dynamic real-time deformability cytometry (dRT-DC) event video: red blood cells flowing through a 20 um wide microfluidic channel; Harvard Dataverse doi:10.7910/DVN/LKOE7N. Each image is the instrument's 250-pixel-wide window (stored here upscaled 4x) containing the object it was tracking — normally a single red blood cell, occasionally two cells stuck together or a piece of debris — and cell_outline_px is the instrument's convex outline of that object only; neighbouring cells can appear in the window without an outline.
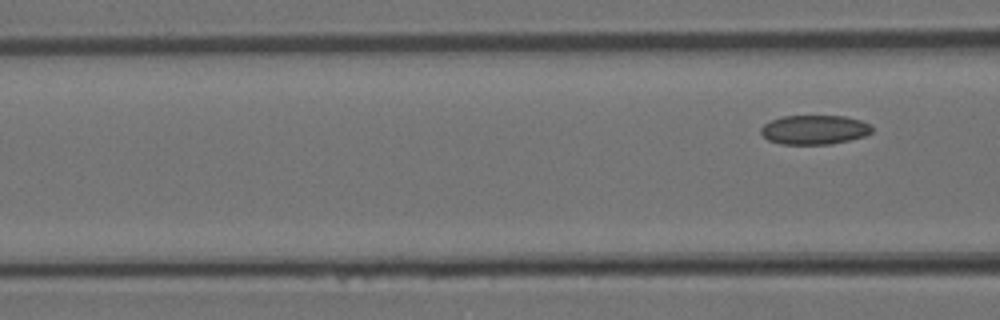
{"species": "Egyptian fruit bat (a non-hibernating species)", "species_latin": "Rousettus aegyptiacus", "temperature_condition": "room temperature", "stored_images_in_passage": 6, "camera_frame_rate_fps": 3000, "um_per_image_px": 0.085, "animal": {"sex": "female"}, "frame": {"image": 1, "passage_image": 6, "time_ms": 1.667, "image_size_px": [1000, 320], "cell_outline_px": [[872, 132], [864, 136], [832, 144], [780, 144], [768, 140], [760, 132], [760, 128], [764, 124], [780, 116], [844, 116], [860, 120], [872, 124]], "centroid_in_image_um": [69.22, 11.02], "position_along_channel_um": 97.4, "area_um2": 19.02}}